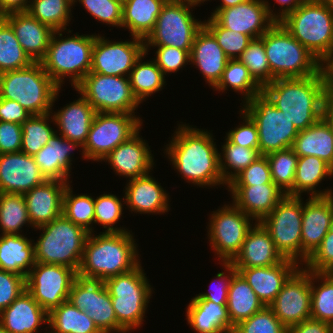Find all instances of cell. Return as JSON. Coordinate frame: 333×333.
Returning <instances> with one entry per match:
<instances>
[{
  "label": "cell",
  "instance_id": "bcb514c9",
  "mask_svg": "<svg viewBox=\"0 0 333 333\" xmlns=\"http://www.w3.org/2000/svg\"><path fill=\"white\" fill-rule=\"evenodd\" d=\"M311 318L333 326V273L311 272Z\"/></svg>",
  "mask_w": 333,
  "mask_h": 333
},
{
  "label": "cell",
  "instance_id": "ffe728a7",
  "mask_svg": "<svg viewBox=\"0 0 333 333\" xmlns=\"http://www.w3.org/2000/svg\"><path fill=\"white\" fill-rule=\"evenodd\" d=\"M141 128L125 142L113 149L102 161L111 166L114 174L126 181L145 176L156 166L154 152L143 139ZM153 152V153H152Z\"/></svg>",
  "mask_w": 333,
  "mask_h": 333
},
{
  "label": "cell",
  "instance_id": "7402d4cb",
  "mask_svg": "<svg viewBox=\"0 0 333 333\" xmlns=\"http://www.w3.org/2000/svg\"><path fill=\"white\" fill-rule=\"evenodd\" d=\"M123 189L125 209L133 214L167 215L171 210L170 193L152 173L128 180Z\"/></svg>",
  "mask_w": 333,
  "mask_h": 333
},
{
  "label": "cell",
  "instance_id": "e0dca14e",
  "mask_svg": "<svg viewBox=\"0 0 333 333\" xmlns=\"http://www.w3.org/2000/svg\"><path fill=\"white\" fill-rule=\"evenodd\" d=\"M68 301L85 311L102 333H128L117 322L104 282L77 277L71 286Z\"/></svg>",
  "mask_w": 333,
  "mask_h": 333
},
{
  "label": "cell",
  "instance_id": "94428289",
  "mask_svg": "<svg viewBox=\"0 0 333 333\" xmlns=\"http://www.w3.org/2000/svg\"><path fill=\"white\" fill-rule=\"evenodd\" d=\"M274 183L271 178L269 162L265 155H261L248 167L242 170L228 185H261Z\"/></svg>",
  "mask_w": 333,
  "mask_h": 333
},
{
  "label": "cell",
  "instance_id": "4316f807",
  "mask_svg": "<svg viewBox=\"0 0 333 333\" xmlns=\"http://www.w3.org/2000/svg\"><path fill=\"white\" fill-rule=\"evenodd\" d=\"M232 202L244 213L260 222L286 194L275 184L227 185Z\"/></svg>",
  "mask_w": 333,
  "mask_h": 333
},
{
  "label": "cell",
  "instance_id": "d6a6232c",
  "mask_svg": "<svg viewBox=\"0 0 333 333\" xmlns=\"http://www.w3.org/2000/svg\"><path fill=\"white\" fill-rule=\"evenodd\" d=\"M78 98L58 110H51L56 131L65 139L84 146L96 111L89 102L74 88Z\"/></svg>",
  "mask_w": 333,
  "mask_h": 333
},
{
  "label": "cell",
  "instance_id": "b9fcfbb0",
  "mask_svg": "<svg viewBox=\"0 0 333 333\" xmlns=\"http://www.w3.org/2000/svg\"><path fill=\"white\" fill-rule=\"evenodd\" d=\"M329 232L333 233V217H332V220H331V224L329 226Z\"/></svg>",
  "mask_w": 333,
  "mask_h": 333
},
{
  "label": "cell",
  "instance_id": "680465c9",
  "mask_svg": "<svg viewBox=\"0 0 333 333\" xmlns=\"http://www.w3.org/2000/svg\"><path fill=\"white\" fill-rule=\"evenodd\" d=\"M220 265L225 272L222 270L221 272L218 271L216 276H214V280L210 281L209 291L196 294L198 298L209 300L216 304H227L229 285L237 270L230 262H221Z\"/></svg>",
  "mask_w": 333,
  "mask_h": 333
},
{
  "label": "cell",
  "instance_id": "ac0fdd59",
  "mask_svg": "<svg viewBox=\"0 0 333 333\" xmlns=\"http://www.w3.org/2000/svg\"><path fill=\"white\" fill-rule=\"evenodd\" d=\"M129 37L131 40L112 41L98 33L92 48L90 72L128 77L135 62L145 53L144 40Z\"/></svg>",
  "mask_w": 333,
  "mask_h": 333
},
{
  "label": "cell",
  "instance_id": "603a6c76",
  "mask_svg": "<svg viewBox=\"0 0 333 333\" xmlns=\"http://www.w3.org/2000/svg\"><path fill=\"white\" fill-rule=\"evenodd\" d=\"M46 180L33 156L21 151L0 154V193L25 194Z\"/></svg>",
  "mask_w": 333,
  "mask_h": 333
},
{
  "label": "cell",
  "instance_id": "30bf717a",
  "mask_svg": "<svg viewBox=\"0 0 333 333\" xmlns=\"http://www.w3.org/2000/svg\"><path fill=\"white\" fill-rule=\"evenodd\" d=\"M210 213L206 226L210 249L218 258V264L231 262L241 251L246 235L256 221L232 201L224 202L222 207Z\"/></svg>",
  "mask_w": 333,
  "mask_h": 333
},
{
  "label": "cell",
  "instance_id": "b9f144b4",
  "mask_svg": "<svg viewBox=\"0 0 333 333\" xmlns=\"http://www.w3.org/2000/svg\"><path fill=\"white\" fill-rule=\"evenodd\" d=\"M47 326L49 333H102L85 311L69 301L61 303L48 313Z\"/></svg>",
  "mask_w": 333,
  "mask_h": 333
},
{
  "label": "cell",
  "instance_id": "681fc988",
  "mask_svg": "<svg viewBox=\"0 0 333 333\" xmlns=\"http://www.w3.org/2000/svg\"><path fill=\"white\" fill-rule=\"evenodd\" d=\"M62 214L89 233L97 232L94 230V197L91 193L76 194L72 183L67 185L63 194Z\"/></svg>",
  "mask_w": 333,
  "mask_h": 333
},
{
  "label": "cell",
  "instance_id": "52a82bcc",
  "mask_svg": "<svg viewBox=\"0 0 333 333\" xmlns=\"http://www.w3.org/2000/svg\"><path fill=\"white\" fill-rule=\"evenodd\" d=\"M38 230V238L33 239L35 261L70 267L78 272L89 232L63 214L34 229Z\"/></svg>",
  "mask_w": 333,
  "mask_h": 333
},
{
  "label": "cell",
  "instance_id": "be15d7a7",
  "mask_svg": "<svg viewBox=\"0 0 333 333\" xmlns=\"http://www.w3.org/2000/svg\"><path fill=\"white\" fill-rule=\"evenodd\" d=\"M24 290H26V284L23 276L0 269V312Z\"/></svg>",
  "mask_w": 333,
  "mask_h": 333
},
{
  "label": "cell",
  "instance_id": "ab89813d",
  "mask_svg": "<svg viewBox=\"0 0 333 333\" xmlns=\"http://www.w3.org/2000/svg\"><path fill=\"white\" fill-rule=\"evenodd\" d=\"M149 54L145 52L141 55L128 76L132 92L142 105L149 97L151 98L156 92L159 93L167 85L166 77L156 62L151 58L144 59Z\"/></svg>",
  "mask_w": 333,
  "mask_h": 333
},
{
  "label": "cell",
  "instance_id": "d590c367",
  "mask_svg": "<svg viewBox=\"0 0 333 333\" xmlns=\"http://www.w3.org/2000/svg\"><path fill=\"white\" fill-rule=\"evenodd\" d=\"M34 242L26 234L0 235V269L23 276L35 265Z\"/></svg>",
  "mask_w": 333,
  "mask_h": 333
},
{
  "label": "cell",
  "instance_id": "f907efd6",
  "mask_svg": "<svg viewBox=\"0 0 333 333\" xmlns=\"http://www.w3.org/2000/svg\"><path fill=\"white\" fill-rule=\"evenodd\" d=\"M32 63L12 27L0 17V73L23 69Z\"/></svg>",
  "mask_w": 333,
  "mask_h": 333
},
{
  "label": "cell",
  "instance_id": "1f68e13d",
  "mask_svg": "<svg viewBox=\"0 0 333 333\" xmlns=\"http://www.w3.org/2000/svg\"><path fill=\"white\" fill-rule=\"evenodd\" d=\"M283 260L270 233L260 222H256L247 233L241 251L230 263L234 268H251L273 266Z\"/></svg>",
  "mask_w": 333,
  "mask_h": 333
},
{
  "label": "cell",
  "instance_id": "6f0895ef",
  "mask_svg": "<svg viewBox=\"0 0 333 333\" xmlns=\"http://www.w3.org/2000/svg\"><path fill=\"white\" fill-rule=\"evenodd\" d=\"M153 49H155V57L152 59L162 70L164 76L179 73L180 70L186 68L187 64L190 65L191 50H182L171 46H145L146 53Z\"/></svg>",
  "mask_w": 333,
  "mask_h": 333
},
{
  "label": "cell",
  "instance_id": "9f6ffc18",
  "mask_svg": "<svg viewBox=\"0 0 333 333\" xmlns=\"http://www.w3.org/2000/svg\"><path fill=\"white\" fill-rule=\"evenodd\" d=\"M232 333H288V329L269 306H264L249 319L234 326Z\"/></svg>",
  "mask_w": 333,
  "mask_h": 333
},
{
  "label": "cell",
  "instance_id": "5bb4252c",
  "mask_svg": "<svg viewBox=\"0 0 333 333\" xmlns=\"http://www.w3.org/2000/svg\"><path fill=\"white\" fill-rule=\"evenodd\" d=\"M193 9L197 10L191 5L168 0L156 19L153 31L144 40V46H171L191 50L195 35L204 22L193 15Z\"/></svg>",
  "mask_w": 333,
  "mask_h": 333
},
{
  "label": "cell",
  "instance_id": "9a60e30c",
  "mask_svg": "<svg viewBox=\"0 0 333 333\" xmlns=\"http://www.w3.org/2000/svg\"><path fill=\"white\" fill-rule=\"evenodd\" d=\"M143 119L130 113L96 112L83 151L87 161L101 162L113 149L133 136Z\"/></svg>",
  "mask_w": 333,
  "mask_h": 333
},
{
  "label": "cell",
  "instance_id": "2a66077c",
  "mask_svg": "<svg viewBox=\"0 0 333 333\" xmlns=\"http://www.w3.org/2000/svg\"><path fill=\"white\" fill-rule=\"evenodd\" d=\"M0 333H9V332L0 324Z\"/></svg>",
  "mask_w": 333,
  "mask_h": 333
},
{
  "label": "cell",
  "instance_id": "8c879c8a",
  "mask_svg": "<svg viewBox=\"0 0 333 333\" xmlns=\"http://www.w3.org/2000/svg\"><path fill=\"white\" fill-rule=\"evenodd\" d=\"M219 1H220V3H219L220 5L218 4V6H216L214 8L213 12H211V14L209 16L212 17L220 9L233 7V6H236L238 4L247 2L248 0H219Z\"/></svg>",
  "mask_w": 333,
  "mask_h": 333
},
{
  "label": "cell",
  "instance_id": "09005b40",
  "mask_svg": "<svg viewBox=\"0 0 333 333\" xmlns=\"http://www.w3.org/2000/svg\"><path fill=\"white\" fill-rule=\"evenodd\" d=\"M116 1L123 6L128 0H116Z\"/></svg>",
  "mask_w": 333,
  "mask_h": 333
},
{
  "label": "cell",
  "instance_id": "8fae6325",
  "mask_svg": "<svg viewBox=\"0 0 333 333\" xmlns=\"http://www.w3.org/2000/svg\"><path fill=\"white\" fill-rule=\"evenodd\" d=\"M240 107L256 124L260 155L292 147L299 131L263 92Z\"/></svg>",
  "mask_w": 333,
  "mask_h": 333
},
{
  "label": "cell",
  "instance_id": "74e56055",
  "mask_svg": "<svg viewBox=\"0 0 333 333\" xmlns=\"http://www.w3.org/2000/svg\"><path fill=\"white\" fill-rule=\"evenodd\" d=\"M291 149L298 157H319L333 168V134L323 118L299 131Z\"/></svg>",
  "mask_w": 333,
  "mask_h": 333
},
{
  "label": "cell",
  "instance_id": "e7e4bbea",
  "mask_svg": "<svg viewBox=\"0 0 333 333\" xmlns=\"http://www.w3.org/2000/svg\"><path fill=\"white\" fill-rule=\"evenodd\" d=\"M22 125L0 121V154L21 151Z\"/></svg>",
  "mask_w": 333,
  "mask_h": 333
},
{
  "label": "cell",
  "instance_id": "7bdbcfd3",
  "mask_svg": "<svg viewBox=\"0 0 333 333\" xmlns=\"http://www.w3.org/2000/svg\"><path fill=\"white\" fill-rule=\"evenodd\" d=\"M23 226L34 229L23 194L0 193V235L25 234Z\"/></svg>",
  "mask_w": 333,
  "mask_h": 333
},
{
  "label": "cell",
  "instance_id": "ee69618b",
  "mask_svg": "<svg viewBox=\"0 0 333 333\" xmlns=\"http://www.w3.org/2000/svg\"><path fill=\"white\" fill-rule=\"evenodd\" d=\"M72 8L73 0H31L28 12L42 24L58 31L67 30L73 24Z\"/></svg>",
  "mask_w": 333,
  "mask_h": 333
},
{
  "label": "cell",
  "instance_id": "753ad0ef",
  "mask_svg": "<svg viewBox=\"0 0 333 333\" xmlns=\"http://www.w3.org/2000/svg\"><path fill=\"white\" fill-rule=\"evenodd\" d=\"M169 1L188 4V5H191L193 7H196V6L200 7L202 4H205L208 1L211 2L212 0H169Z\"/></svg>",
  "mask_w": 333,
  "mask_h": 333
},
{
  "label": "cell",
  "instance_id": "03108f58",
  "mask_svg": "<svg viewBox=\"0 0 333 333\" xmlns=\"http://www.w3.org/2000/svg\"><path fill=\"white\" fill-rule=\"evenodd\" d=\"M30 116L16 101L0 98V121L22 125Z\"/></svg>",
  "mask_w": 333,
  "mask_h": 333
},
{
  "label": "cell",
  "instance_id": "34e18365",
  "mask_svg": "<svg viewBox=\"0 0 333 333\" xmlns=\"http://www.w3.org/2000/svg\"><path fill=\"white\" fill-rule=\"evenodd\" d=\"M322 118L328 123L333 134V113L327 107L324 110Z\"/></svg>",
  "mask_w": 333,
  "mask_h": 333
},
{
  "label": "cell",
  "instance_id": "9c48e42d",
  "mask_svg": "<svg viewBox=\"0 0 333 333\" xmlns=\"http://www.w3.org/2000/svg\"><path fill=\"white\" fill-rule=\"evenodd\" d=\"M261 38L271 71V82L281 78H301L319 74L323 64L297 41L280 22Z\"/></svg>",
  "mask_w": 333,
  "mask_h": 333
},
{
  "label": "cell",
  "instance_id": "8992f818",
  "mask_svg": "<svg viewBox=\"0 0 333 333\" xmlns=\"http://www.w3.org/2000/svg\"><path fill=\"white\" fill-rule=\"evenodd\" d=\"M282 26L323 64L333 53V7L328 0H305Z\"/></svg>",
  "mask_w": 333,
  "mask_h": 333
},
{
  "label": "cell",
  "instance_id": "4fadbf2b",
  "mask_svg": "<svg viewBox=\"0 0 333 333\" xmlns=\"http://www.w3.org/2000/svg\"><path fill=\"white\" fill-rule=\"evenodd\" d=\"M75 89L99 113L135 114L140 103L134 96L129 77L89 72Z\"/></svg>",
  "mask_w": 333,
  "mask_h": 333
},
{
  "label": "cell",
  "instance_id": "6da1fadb",
  "mask_svg": "<svg viewBox=\"0 0 333 333\" xmlns=\"http://www.w3.org/2000/svg\"><path fill=\"white\" fill-rule=\"evenodd\" d=\"M170 141L162 148L172 170L189 185L197 188L227 189L219 165V149L213 130L198 128L189 123H177ZM215 141V142H214ZM218 186V187H217Z\"/></svg>",
  "mask_w": 333,
  "mask_h": 333
},
{
  "label": "cell",
  "instance_id": "7c38bea8",
  "mask_svg": "<svg viewBox=\"0 0 333 333\" xmlns=\"http://www.w3.org/2000/svg\"><path fill=\"white\" fill-rule=\"evenodd\" d=\"M304 197L286 195L260 223L270 233L284 259L302 266V210Z\"/></svg>",
  "mask_w": 333,
  "mask_h": 333
},
{
  "label": "cell",
  "instance_id": "484cf974",
  "mask_svg": "<svg viewBox=\"0 0 333 333\" xmlns=\"http://www.w3.org/2000/svg\"><path fill=\"white\" fill-rule=\"evenodd\" d=\"M69 183L72 182L46 180L23 194L34 229L62 215L63 194Z\"/></svg>",
  "mask_w": 333,
  "mask_h": 333
},
{
  "label": "cell",
  "instance_id": "8d00e7d4",
  "mask_svg": "<svg viewBox=\"0 0 333 333\" xmlns=\"http://www.w3.org/2000/svg\"><path fill=\"white\" fill-rule=\"evenodd\" d=\"M168 0H128L122 8L121 28L129 36L145 40L153 31L156 19Z\"/></svg>",
  "mask_w": 333,
  "mask_h": 333
},
{
  "label": "cell",
  "instance_id": "003e7915",
  "mask_svg": "<svg viewBox=\"0 0 333 333\" xmlns=\"http://www.w3.org/2000/svg\"><path fill=\"white\" fill-rule=\"evenodd\" d=\"M288 333H333V326L312 318L288 328Z\"/></svg>",
  "mask_w": 333,
  "mask_h": 333
},
{
  "label": "cell",
  "instance_id": "7dc6e473",
  "mask_svg": "<svg viewBox=\"0 0 333 333\" xmlns=\"http://www.w3.org/2000/svg\"><path fill=\"white\" fill-rule=\"evenodd\" d=\"M121 197V198H120ZM115 193H104L94 197V226H102V232H127L131 231L121 225L119 221L124 218L125 198ZM124 207V208H123Z\"/></svg>",
  "mask_w": 333,
  "mask_h": 333
},
{
  "label": "cell",
  "instance_id": "f546056e",
  "mask_svg": "<svg viewBox=\"0 0 333 333\" xmlns=\"http://www.w3.org/2000/svg\"><path fill=\"white\" fill-rule=\"evenodd\" d=\"M299 267L296 262L284 259L273 266L235 269L245 278L264 306H269L283 284Z\"/></svg>",
  "mask_w": 333,
  "mask_h": 333
},
{
  "label": "cell",
  "instance_id": "f6af8a7d",
  "mask_svg": "<svg viewBox=\"0 0 333 333\" xmlns=\"http://www.w3.org/2000/svg\"><path fill=\"white\" fill-rule=\"evenodd\" d=\"M54 125L51 113L31 115L22 124L21 152L35 156L57 132Z\"/></svg>",
  "mask_w": 333,
  "mask_h": 333
},
{
  "label": "cell",
  "instance_id": "db71d44e",
  "mask_svg": "<svg viewBox=\"0 0 333 333\" xmlns=\"http://www.w3.org/2000/svg\"><path fill=\"white\" fill-rule=\"evenodd\" d=\"M203 21V26L215 37L229 59H238L253 40L246 34L220 26L211 16Z\"/></svg>",
  "mask_w": 333,
  "mask_h": 333
},
{
  "label": "cell",
  "instance_id": "c3c4849f",
  "mask_svg": "<svg viewBox=\"0 0 333 333\" xmlns=\"http://www.w3.org/2000/svg\"><path fill=\"white\" fill-rule=\"evenodd\" d=\"M223 139L225 142L219 147V165L222 178L228 184L261 155L259 149L233 144L226 136Z\"/></svg>",
  "mask_w": 333,
  "mask_h": 333
},
{
  "label": "cell",
  "instance_id": "91938a15",
  "mask_svg": "<svg viewBox=\"0 0 333 333\" xmlns=\"http://www.w3.org/2000/svg\"><path fill=\"white\" fill-rule=\"evenodd\" d=\"M239 109L238 114L242 121L235 128L233 127L226 132L225 136L233 144L245 148L259 149V134L256 124L241 108Z\"/></svg>",
  "mask_w": 333,
  "mask_h": 333
},
{
  "label": "cell",
  "instance_id": "2644e50d",
  "mask_svg": "<svg viewBox=\"0 0 333 333\" xmlns=\"http://www.w3.org/2000/svg\"><path fill=\"white\" fill-rule=\"evenodd\" d=\"M323 70L326 75L328 86H333V53L332 55L323 63Z\"/></svg>",
  "mask_w": 333,
  "mask_h": 333
},
{
  "label": "cell",
  "instance_id": "816d5d0a",
  "mask_svg": "<svg viewBox=\"0 0 333 333\" xmlns=\"http://www.w3.org/2000/svg\"><path fill=\"white\" fill-rule=\"evenodd\" d=\"M265 156L269 162L272 181L287 195L293 189L299 157L291 148Z\"/></svg>",
  "mask_w": 333,
  "mask_h": 333
},
{
  "label": "cell",
  "instance_id": "2e32d148",
  "mask_svg": "<svg viewBox=\"0 0 333 333\" xmlns=\"http://www.w3.org/2000/svg\"><path fill=\"white\" fill-rule=\"evenodd\" d=\"M77 272L66 266L36 262L25 279L26 290L49 313L68 301Z\"/></svg>",
  "mask_w": 333,
  "mask_h": 333
},
{
  "label": "cell",
  "instance_id": "5b68a950",
  "mask_svg": "<svg viewBox=\"0 0 333 333\" xmlns=\"http://www.w3.org/2000/svg\"><path fill=\"white\" fill-rule=\"evenodd\" d=\"M61 91L41 62L0 73V98L16 101L30 115L51 113Z\"/></svg>",
  "mask_w": 333,
  "mask_h": 333
},
{
  "label": "cell",
  "instance_id": "11a10c76",
  "mask_svg": "<svg viewBox=\"0 0 333 333\" xmlns=\"http://www.w3.org/2000/svg\"><path fill=\"white\" fill-rule=\"evenodd\" d=\"M77 3L101 25L121 28L123 6L116 0H73V7Z\"/></svg>",
  "mask_w": 333,
  "mask_h": 333
},
{
  "label": "cell",
  "instance_id": "6125c7cd",
  "mask_svg": "<svg viewBox=\"0 0 333 333\" xmlns=\"http://www.w3.org/2000/svg\"><path fill=\"white\" fill-rule=\"evenodd\" d=\"M303 267L309 272L333 273V233L328 231Z\"/></svg>",
  "mask_w": 333,
  "mask_h": 333
},
{
  "label": "cell",
  "instance_id": "979ff035",
  "mask_svg": "<svg viewBox=\"0 0 333 333\" xmlns=\"http://www.w3.org/2000/svg\"><path fill=\"white\" fill-rule=\"evenodd\" d=\"M331 4V6L333 7V0H328Z\"/></svg>",
  "mask_w": 333,
  "mask_h": 333
},
{
  "label": "cell",
  "instance_id": "ba28073f",
  "mask_svg": "<svg viewBox=\"0 0 333 333\" xmlns=\"http://www.w3.org/2000/svg\"><path fill=\"white\" fill-rule=\"evenodd\" d=\"M142 262L130 272L116 275L104 281L111 296L117 322L131 333L143 327L150 299L155 291Z\"/></svg>",
  "mask_w": 333,
  "mask_h": 333
},
{
  "label": "cell",
  "instance_id": "11e5206c",
  "mask_svg": "<svg viewBox=\"0 0 333 333\" xmlns=\"http://www.w3.org/2000/svg\"><path fill=\"white\" fill-rule=\"evenodd\" d=\"M326 107L333 113V86H328V88H327V106Z\"/></svg>",
  "mask_w": 333,
  "mask_h": 333
},
{
  "label": "cell",
  "instance_id": "89a4df30",
  "mask_svg": "<svg viewBox=\"0 0 333 333\" xmlns=\"http://www.w3.org/2000/svg\"><path fill=\"white\" fill-rule=\"evenodd\" d=\"M31 0H0V17L16 12H27Z\"/></svg>",
  "mask_w": 333,
  "mask_h": 333
},
{
  "label": "cell",
  "instance_id": "836d02e7",
  "mask_svg": "<svg viewBox=\"0 0 333 333\" xmlns=\"http://www.w3.org/2000/svg\"><path fill=\"white\" fill-rule=\"evenodd\" d=\"M333 178V168L324 160L315 156L299 157L296 167L293 189L288 196L306 195L307 197H325L333 195V188L321 189L323 181ZM320 185V186H319ZM321 189V190H320Z\"/></svg>",
  "mask_w": 333,
  "mask_h": 333
},
{
  "label": "cell",
  "instance_id": "277c9868",
  "mask_svg": "<svg viewBox=\"0 0 333 333\" xmlns=\"http://www.w3.org/2000/svg\"><path fill=\"white\" fill-rule=\"evenodd\" d=\"M72 32L70 29L54 31L41 61L45 72L60 88L69 81L74 89L91 69L92 48L97 34L80 35L76 32L71 35Z\"/></svg>",
  "mask_w": 333,
  "mask_h": 333
},
{
  "label": "cell",
  "instance_id": "a7ac6f4b",
  "mask_svg": "<svg viewBox=\"0 0 333 333\" xmlns=\"http://www.w3.org/2000/svg\"><path fill=\"white\" fill-rule=\"evenodd\" d=\"M269 14L271 17L276 21H281L287 14L293 12L298 6H300L305 0H274L278 5L279 9L277 7L274 9L272 8V4L269 0H265ZM277 9V11H276Z\"/></svg>",
  "mask_w": 333,
  "mask_h": 333
},
{
  "label": "cell",
  "instance_id": "cb8c5ba5",
  "mask_svg": "<svg viewBox=\"0 0 333 333\" xmlns=\"http://www.w3.org/2000/svg\"><path fill=\"white\" fill-rule=\"evenodd\" d=\"M333 217V195L307 197L302 210V266L320 246Z\"/></svg>",
  "mask_w": 333,
  "mask_h": 333
},
{
  "label": "cell",
  "instance_id": "e575fe53",
  "mask_svg": "<svg viewBox=\"0 0 333 333\" xmlns=\"http://www.w3.org/2000/svg\"><path fill=\"white\" fill-rule=\"evenodd\" d=\"M185 309L187 325L196 333H232L234 329L226 304L202 300L195 295Z\"/></svg>",
  "mask_w": 333,
  "mask_h": 333
},
{
  "label": "cell",
  "instance_id": "d6986e66",
  "mask_svg": "<svg viewBox=\"0 0 333 333\" xmlns=\"http://www.w3.org/2000/svg\"><path fill=\"white\" fill-rule=\"evenodd\" d=\"M269 307L287 329L311 318V272L300 266Z\"/></svg>",
  "mask_w": 333,
  "mask_h": 333
},
{
  "label": "cell",
  "instance_id": "44dd1931",
  "mask_svg": "<svg viewBox=\"0 0 333 333\" xmlns=\"http://www.w3.org/2000/svg\"><path fill=\"white\" fill-rule=\"evenodd\" d=\"M212 18L222 27L260 38L276 21L271 17L265 0H248L233 7L220 9Z\"/></svg>",
  "mask_w": 333,
  "mask_h": 333
},
{
  "label": "cell",
  "instance_id": "83f0119b",
  "mask_svg": "<svg viewBox=\"0 0 333 333\" xmlns=\"http://www.w3.org/2000/svg\"><path fill=\"white\" fill-rule=\"evenodd\" d=\"M0 324L9 333H47L48 327L42 325H48V313L24 290L0 312Z\"/></svg>",
  "mask_w": 333,
  "mask_h": 333
},
{
  "label": "cell",
  "instance_id": "f35d334b",
  "mask_svg": "<svg viewBox=\"0 0 333 333\" xmlns=\"http://www.w3.org/2000/svg\"><path fill=\"white\" fill-rule=\"evenodd\" d=\"M226 307L232 325L236 326L261 310L264 304L245 278L236 272L229 285Z\"/></svg>",
  "mask_w": 333,
  "mask_h": 333
},
{
  "label": "cell",
  "instance_id": "60d3db41",
  "mask_svg": "<svg viewBox=\"0 0 333 333\" xmlns=\"http://www.w3.org/2000/svg\"><path fill=\"white\" fill-rule=\"evenodd\" d=\"M217 93L234 91L241 96L240 105L262 92V87L250 75L248 68L239 59H229L221 79L211 88ZM243 98V99H242Z\"/></svg>",
  "mask_w": 333,
  "mask_h": 333
},
{
  "label": "cell",
  "instance_id": "3957f363",
  "mask_svg": "<svg viewBox=\"0 0 333 333\" xmlns=\"http://www.w3.org/2000/svg\"><path fill=\"white\" fill-rule=\"evenodd\" d=\"M134 238L132 229L127 232L89 233L77 276L104 282L130 272L141 263L139 244Z\"/></svg>",
  "mask_w": 333,
  "mask_h": 333
},
{
  "label": "cell",
  "instance_id": "4dcf8cb0",
  "mask_svg": "<svg viewBox=\"0 0 333 333\" xmlns=\"http://www.w3.org/2000/svg\"><path fill=\"white\" fill-rule=\"evenodd\" d=\"M13 29L19 44L33 62H41L47 53L54 32L28 11L10 13L2 17Z\"/></svg>",
  "mask_w": 333,
  "mask_h": 333
},
{
  "label": "cell",
  "instance_id": "f1b7e54d",
  "mask_svg": "<svg viewBox=\"0 0 333 333\" xmlns=\"http://www.w3.org/2000/svg\"><path fill=\"white\" fill-rule=\"evenodd\" d=\"M228 60L215 37L203 26L195 35L190 65L199 70L209 88H213L221 79Z\"/></svg>",
  "mask_w": 333,
  "mask_h": 333
},
{
  "label": "cell",
  "instance_id": "f5cc1de1",
  "mask_svg": "<svg viewBox=\"0 0 333 333\" xmlns=\"http://www.w3.org/2000/svg\"><path fill=\"white\" fill-rule=\"evenodd\" d=\"M249 70L253 79L263 88L271 83V71L263 39H253L238 58Z\"/></svg>",
  "mask_w": 333,
  "mask_h": 333
},
{
  "label": "cell",
  "instance_id": "7a4b0ae2",
  "mask_svg": "<svg viewBox=\"0 0 333 333\" xmlns=\"http://www.w3.org/2000/svg\"><path fill=\"white\" fill-rule=\"evenodd\" d=\"M327 88L322 70L307 77L274 79L262 92L301 131L322 118L327 106Z\"/></svg>",
  "mask_w": 333,
  "mask_h": 333
},
{
  "label": "cell",
  "instance_id": "d4e9b609",
  "mask_svg": "<svg viewBox=\"0 0 333 333\" xmlns=\"http://www.w3.org/2000/svg\"><path fill=\"white\" fill-rule=\"evenodd\" d=\"M75 150H78L79 153L81 152V159L87 160L83 146L80 143L65 139L56 132L48 143L33 157L47 180L72 182L73 180H70V178L75 161L73 158Z\"/></svg>",
  "mask_w": 333,
  "mask_h": 333
}]
</instances>
